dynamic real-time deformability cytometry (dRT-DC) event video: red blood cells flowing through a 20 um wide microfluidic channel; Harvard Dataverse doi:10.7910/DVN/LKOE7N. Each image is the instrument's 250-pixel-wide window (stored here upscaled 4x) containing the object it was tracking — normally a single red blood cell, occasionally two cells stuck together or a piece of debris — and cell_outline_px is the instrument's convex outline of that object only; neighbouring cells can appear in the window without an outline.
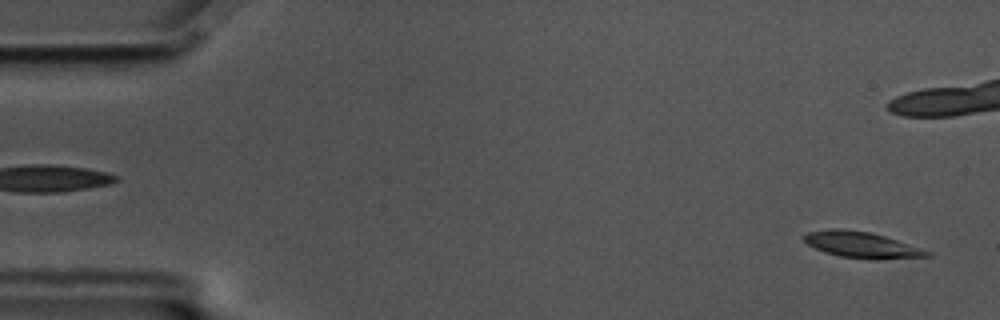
{"species": "common noctule bat (a hibernating species)", "species_latin": "Nyctalus noctula", "temperature_condition": "cold", "stored_images_in_passage": 58, "camera_frame_rate_fps": 3000, "um_per_image_px": 0.085, "animal": {"sex": "male", "body_mass_g": 17.5, "forearm_length_mm": 52.3}, "frame": {"image": 1, "passage_image": 2, "time_ms": 0.333, "image_size_px": [1000, 320], "cell_outline_px": [[932, 256], [840, 256], [816, 248], [808, 244], [800, 236], [808, 232], [836, 228], [872, 232], [932, 252]], "centroid_in_image_um": [73.12, 20.73], "position_along_channel_um": 11.9, "area_um2": 17.17}}
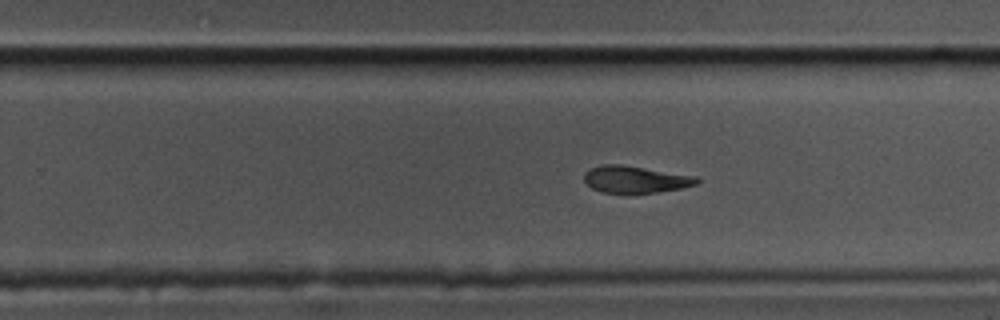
{"frame": {"image": 2, "passage_image": 35, "time_ms": 11.333, "image_size_px": [1000, 320], "cell_outline_px": [[700, 180], [696, 184], [680, 188], [656, 192], [600, 192], [592, 188], [584, 180], [584, 172], [600, 164], [620, 164], [696, 176]], "centroid_in_image_um": [53.98, 15.23], "position_along_channel_um": 275.8, "area_um2": 17.4}}
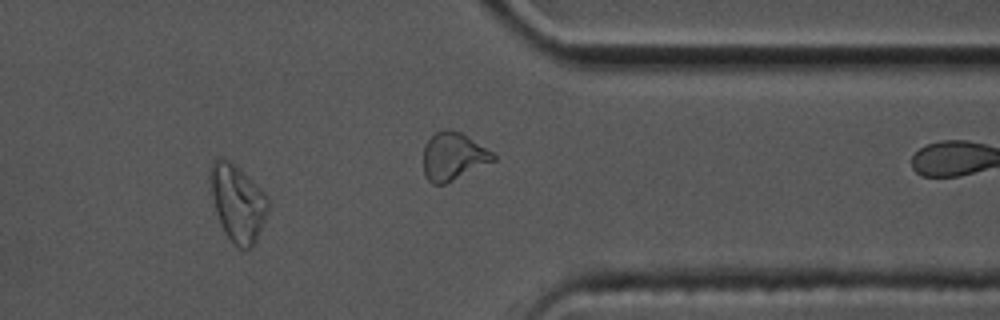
{"frame": {"image": 3, "passage_image": 47, "time_ms": 15.333, "image_size_px": [1000, 320], "cell_outline_px": [[268, 212], [256, 240], [248, 248], [240, 248], [224, 232], [216, 212], [212, 200], [208, 180], [208, 168], [216, 156], [224, 156], [240, 168], [268, 196]], "centroid_in_image_um": [20.15, 17.14], "position_along_channel_um": 391.3, "area_um2": 26.13}}